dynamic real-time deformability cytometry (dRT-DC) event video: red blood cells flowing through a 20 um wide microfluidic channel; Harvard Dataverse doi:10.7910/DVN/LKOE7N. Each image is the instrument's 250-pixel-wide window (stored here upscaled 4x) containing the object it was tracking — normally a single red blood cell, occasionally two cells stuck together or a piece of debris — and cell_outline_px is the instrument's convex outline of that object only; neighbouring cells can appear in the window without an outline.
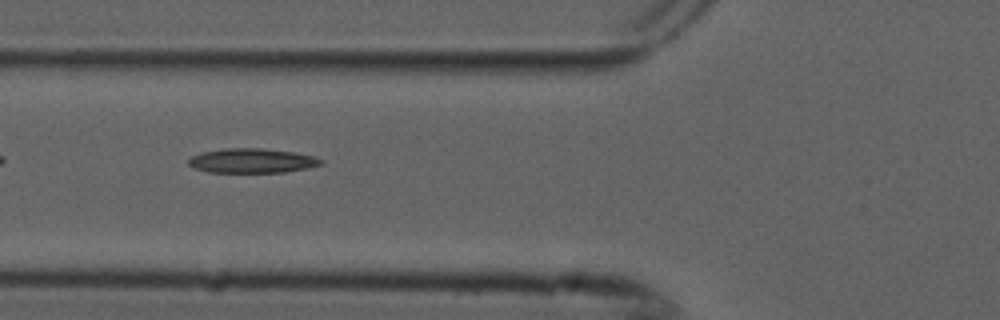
{"species": "common noctule bat (a hibernating species)", "species_latin": "Nyctalus noctula", "temperature_condition": "cold", "stored_images_in_passage": 10, "camera_frame_rate_fps": 3000, "um_per_image_px": 0.085, "animal": {"sex": "male", "forearm_length_mm": 52.5}, "frame": {"image": 1, "passage_image": 5, "time_ms": 1.333, "image_size_px": [1000, 320], "cell_outline_px": [[324, 164], [308, 168], [284, 172], [208, 172], [196, 168], [188, 164], [188, 160], [192, 156], [204, 152], [224, 148], [260, 148], [296, 152], [312, 156], [324, 160]], "centroid_in_image_um": [21.47, 13.66], "position_along_channel_um": 104.3, "area_um2": 18.84}}
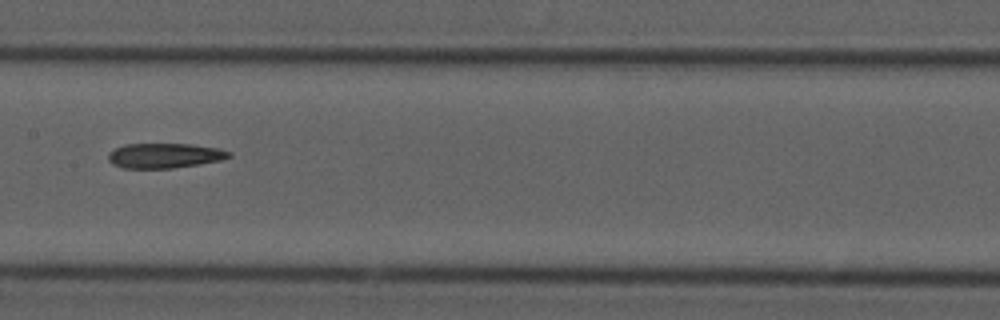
{"frame": {"image": 2, "passage_image": 7, "time_ms": 2.0, "image_size_px": [1000, 320], "cell_outline_px": [[232, 156], [220, 160], [200, 164], [172, 168], [124, 168], [112, 164], [108, 160], [108, 152], [124, 144], [192, 144], [220, 148], [232, 152]], "centroid_in_image_um": [14.0, 13.22], "position_along_channel_um": 193.4, "area_um2": 17.63}}
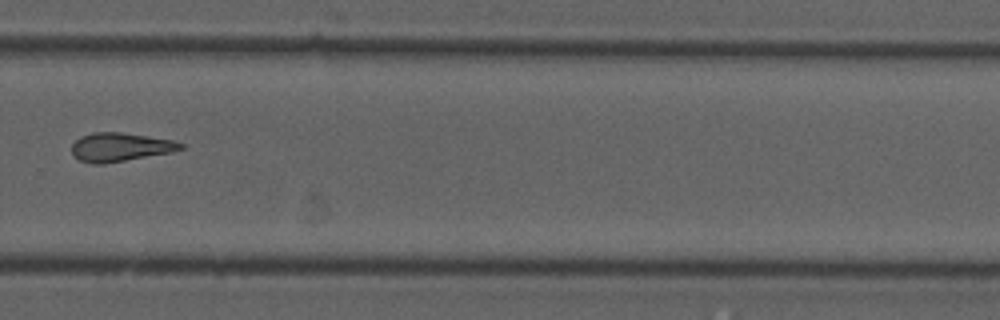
{"frame": {"image": 3, "passage_image": 10, "time_ms": 3.0, "image_size_px": [1000, 320], "cell_outline_px": [[184, 148], [172, 152], [104, 164], [92, 164], [80, 160], [72, 156], [72, 144], [80, 136], [92, 132], [120, 132], [148, 136], [172, 140], [184, 144]], "centroid_in_image_um": [10.19, 12.5], "position_along_channel_um": 319.6, "area_um2": 18.26}}